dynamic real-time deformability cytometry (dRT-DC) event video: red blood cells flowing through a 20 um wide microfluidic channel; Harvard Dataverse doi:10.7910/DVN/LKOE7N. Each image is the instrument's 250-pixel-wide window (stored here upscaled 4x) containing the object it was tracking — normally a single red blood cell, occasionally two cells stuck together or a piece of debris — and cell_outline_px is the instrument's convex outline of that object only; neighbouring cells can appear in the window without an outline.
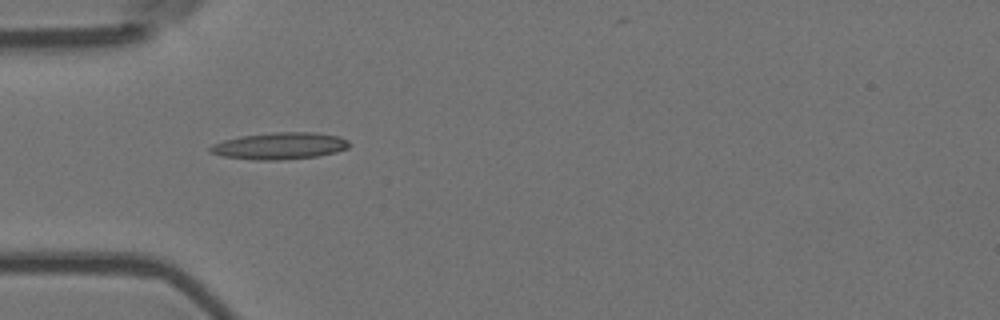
{"species": "Egyptian fruit bat (a non-hibernating species)", "species_latin": "Rousettus aegyptiacus", "temperature_condition": "room temperature", "stored_images_in_passage": 6, "camera_frame_rate_fps": 3000, "um_per_image_px": 0.085, "animal": {"sex": "female"}, "frame": {"image": 1, "passage_image": 5, "time_ms": 1.333, "image_size_px": [1000, 320], "cell_outline_px": [[348, 148], [336, 152], [316, 156], [280, 160], [252, 160], [224, 156], [208, 152], [208, 148], [212, 144], [224, 140], [240, 136], [272, 132], [316, 132], [340, 136], [348, 140]], "centroid_in_image_um": [23.76, 12.39], "position_along_channel_um": 61.2, "area_um2": 21.85}}
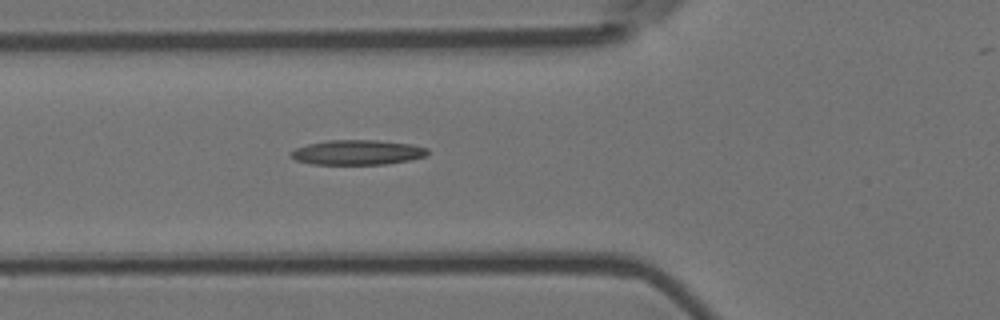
{"frame": {"image": 2, "passage_image": 6, "time_ms": 1.667, "image_size_px": [1000, 320], "cell_outline_px": [[428, 152], [424, 156], [408, 160], [384, 164], [312, 164], [296, 160], [288, 156], [288, 152], [296, 148], [308, 144], [328, 140], [376, 140], [412, 144], [428, 148]], "centroid_in_image_um": [30.33, 12.95], "position_along_channel_um": 95.5, "area_um2": 19.77}}